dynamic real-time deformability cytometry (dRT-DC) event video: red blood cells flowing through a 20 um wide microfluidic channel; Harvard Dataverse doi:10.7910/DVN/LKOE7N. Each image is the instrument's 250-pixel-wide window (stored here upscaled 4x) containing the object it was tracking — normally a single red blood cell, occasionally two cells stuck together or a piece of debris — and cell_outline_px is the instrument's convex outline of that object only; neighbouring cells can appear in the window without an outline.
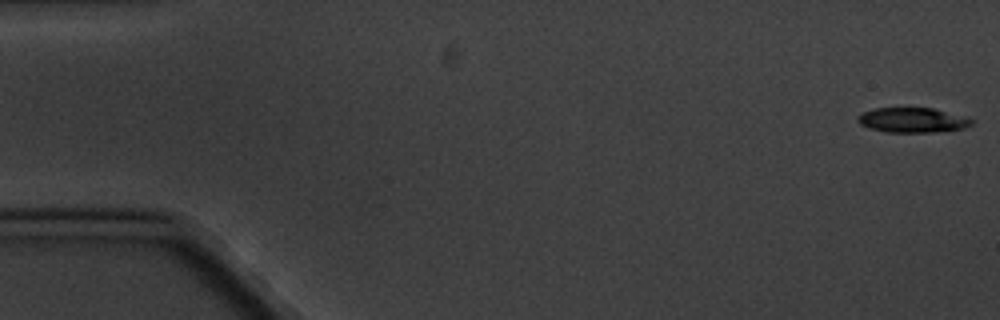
{"species": "common noctule bat (a hibernating species)", "species_latin": "Nyctalus noctula", "temperature_condition": "cold", "stored_images_in_passage": 7, "camera_frame_rate_fps": 3000, "um_per_image_px": 0.085, "animal": {"sex": "male", "body_mass_g": 20.1, "forearm_length_mm": 53.5}, "frame": {"image": 1, "passage_image": 1, "time_ms": 0.0, "image_size_px": [1000, 320], "cell_outline_px": [[972, 124], [964, 128], [936, 132], [888, 132], [868, 128], [860, 124], [856, 120], [856, 116], [872, 108], [932, 108], [972, 120]], "centroid_in_image_um": [77.46, 10.21], "position_along_channel_um": 7.5, "area_um2": 16.24}}
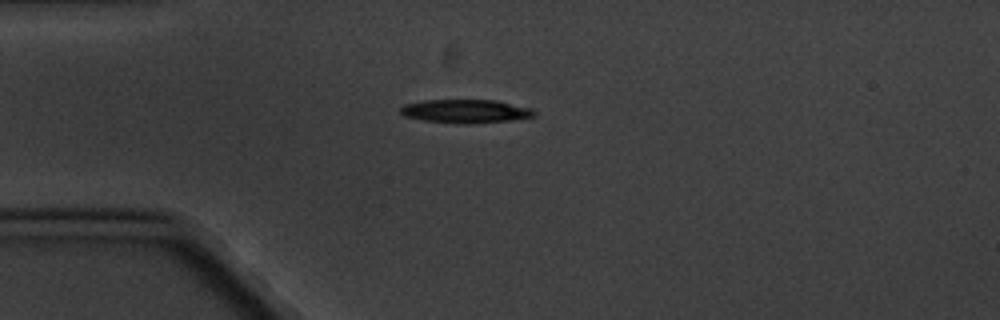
{"frame": {"image": 2, "passage_image": 5, "time_ms": 4.667, "image_size_px": [1000, 320], "cell_outline_px": [[536, 116], [512, 120], [468, 124], [464, 124], [424, 120], [404, 116], [400, 112], [400, 108], [404, 104], [424, 100], [496, 100], [532, 108], [536, 112]], "centroid_in_image_um": [39.6, 9.45], "position_along_channel_um": 45.4, "area_um2": 18.38}}